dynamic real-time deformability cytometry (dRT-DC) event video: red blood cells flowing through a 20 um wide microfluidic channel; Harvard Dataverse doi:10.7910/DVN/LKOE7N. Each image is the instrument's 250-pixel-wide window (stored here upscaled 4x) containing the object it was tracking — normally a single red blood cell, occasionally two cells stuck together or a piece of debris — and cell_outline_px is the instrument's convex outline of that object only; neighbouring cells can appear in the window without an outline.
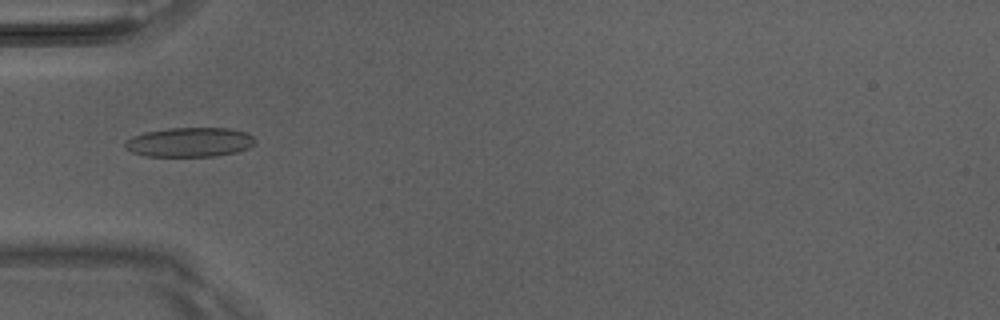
{"species": "Egyptian fruit bat (a non-hibernating species)", "species_latin": "Rousettus aegyptiacus", "temperature_condition": "room temperature", "stored_images_in_passage": 6, "camera_frame_rate_fps": 3000, "um_per_image_px": 0.085, "animal": {"sex": "male"}, "frame": {"image": 1, "passage_image": 5, "time_ms": 1.333, "image_size_px": [1000, 320], "cell_outline_px": [[256, 140], [248, 148], [236, 152], [216, 156], [144, 156], [132, 152], [124, 148], [124, 140], [132, 136], [144, 132], [168, 128], [232, 128], [248, 132]], "centroid_in_image_um": [16.09, 12.08], "position_along_channel_um": 68.9, "area_um2": 22.54}}